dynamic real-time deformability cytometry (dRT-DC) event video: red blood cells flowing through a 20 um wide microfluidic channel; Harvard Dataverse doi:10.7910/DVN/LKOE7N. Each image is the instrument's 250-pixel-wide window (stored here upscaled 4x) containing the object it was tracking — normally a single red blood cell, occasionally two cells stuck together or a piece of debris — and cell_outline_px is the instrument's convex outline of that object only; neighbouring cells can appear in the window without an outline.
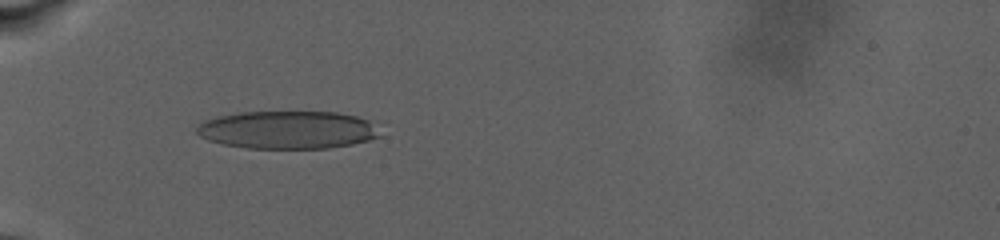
{"species": "human", "species_latin": "Homo sapiens", "temperature_condition": "warm", "stored_images_in_passage": 36, "camera_frame_rate_fps": 3000, "um_per_image_px": 0.085, "donor": {"sex": "male"}, "frame": {"image": 1, "passage_image": 2, "time_ms": 1.0, "image_size_px": [1000, 240], "cell_outline_px": [[384, 136], [352, 144], [328, 148], [248, 148], [224, 144], [208, 140], [200, 136], [196, 132], [196, 128], [204, 120], [216, 116], [240, 112], [336, 112], [356, 116], [368, 120]], "centroid_in_image_um": [24.44, 11.03], "position_along_channel_um": 60.6, "area_um2": 40.46}}
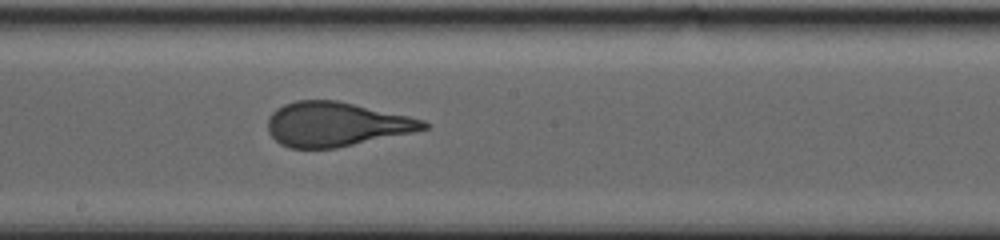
{"frame": {"image": 2, "passage_image": 14, "time_ms": 7.667, "image_size_px": [1000, 240], "cell_outline_px": [[432, 124], [428, 128], [412, 132], [336, 148], [288, 148], [280, 144], [268, 132], [268, 116], [276, 108], [284, 104], [296, 100], [336, 100], [408, 116], [424, 120]], "centroid_in_image_um": [28.53, 10.56], "position_along_channel_um": 219.7, "area_um2": 40.06}}
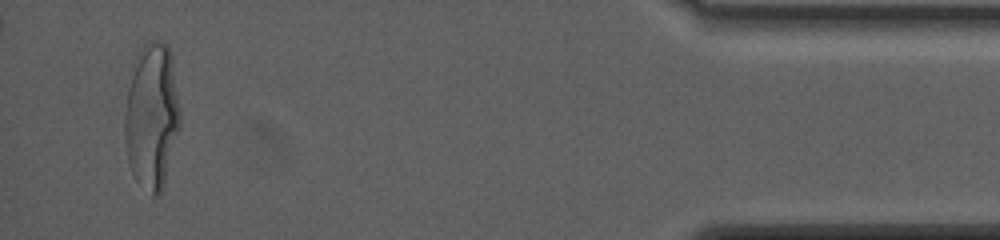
{"frame": {"image": 3, "passage_image": 33, "time_ms": 17.667, "image_size_px": [1000, 240], "cell_outline_px": [[180, 128], [164, 184], [160, 196], [152, 196], [132, 172], [128, 160], [124, 136], [124, 116], [128, 88], [136, 56], [144, 44], [148, 40], [156, 40], [168, 44], [172, 56], [180, 108]], "centroid_in_image_um": [12.92, 9.84], "position_along_channel_um": 422.3, "area_um2": 47.16}, "authors_computed_cell_mechanics": {"area_um2": 41.1825, "velocity_mm_per_s": 2.6256, "shape_relaxation_time_tau1_ms": 8.9728, "shape_relaxation_time_tau2_ms": null, "deformation_change_tau1": 0.28, "deformation_change_tau2": null}}